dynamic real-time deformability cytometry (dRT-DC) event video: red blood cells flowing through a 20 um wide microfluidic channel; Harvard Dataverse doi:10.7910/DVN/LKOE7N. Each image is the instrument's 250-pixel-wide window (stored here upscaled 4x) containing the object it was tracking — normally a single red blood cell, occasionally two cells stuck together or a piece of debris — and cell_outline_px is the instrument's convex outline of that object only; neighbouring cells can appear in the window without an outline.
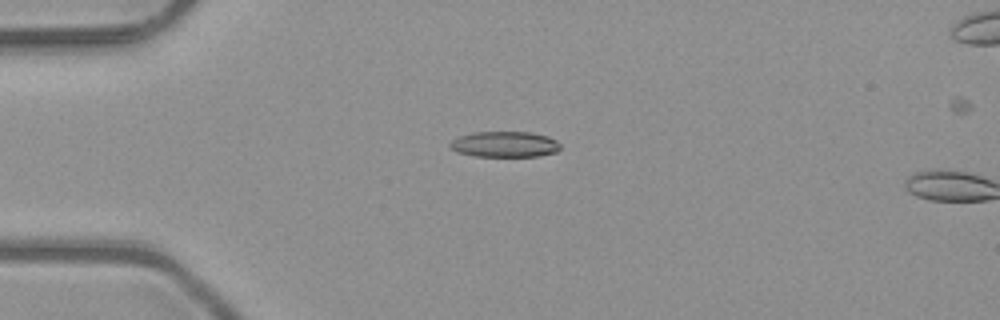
{"species": "common noctule bat (a hibernating species)", "species_latin": "Nyctalus noctula", "temperature_condition": "room temperature", "stored_images_in_passage": 5, "camera_frame_rate_fps": 3000, "um_per_image_px": 0.085, "animal": {"sex": "male", "body_mass_g": 23.1, "forearm_length_mm": 52.7}, "frame": {"image": 1, "passage_image": 4, "time_ms": 1.0, "image_size_px": [1000, 320], "cell_outline_px": [[560, 148], [556, 152], [540, 156], [472, 156], [456, 152], [448, 148], [448, 144], [452, 140], [460, 136], [472, 132], [528, 132], [548, 136], [556, 140], [560, 144]], "centroid_in_image_um": [42.86, 12.27], "position_along_channel_um": 42.1, "area_um2": 16.7}}